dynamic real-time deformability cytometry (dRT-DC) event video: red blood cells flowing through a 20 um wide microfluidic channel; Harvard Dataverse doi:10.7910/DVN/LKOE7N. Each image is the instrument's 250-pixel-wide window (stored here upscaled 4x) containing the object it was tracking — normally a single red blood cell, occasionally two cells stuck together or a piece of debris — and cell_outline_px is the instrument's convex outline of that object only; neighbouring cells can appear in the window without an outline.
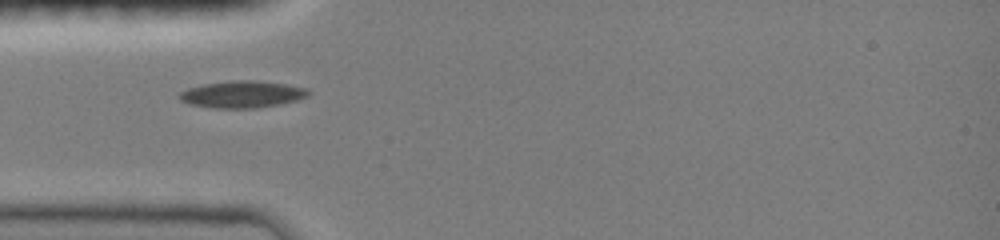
{"species": "common noctule bat (a hibernating species)", "species_latin": "Nyctalus noctula", "temperature_condition": "room temperature", "stored_images_in_passage": 34, "camera_frame_rate_fps": 3000, "um_per_image_px": 0.085, "animal": {"sex": "female", "body_mass_g": 19.0, "forearm_length_mm": 51.5}, "frame": {"image": 1, "passage_image": 1, "time_ms": 0.0, "image_size_px": [1000, 240], "cell_outline_px": [[312, 92], [308, 96], [296, 100], [256, 108], [212, 108], [192, 104], [180, 100], [180, 92], [188, 88], [204, 84], [228, 80], [256, 80], [288, 84], [308, 88]], "centroid_in_image_um": [20.62, 8.0], "position_along_channel_um": 64.4, "area_um2": 20.23}}
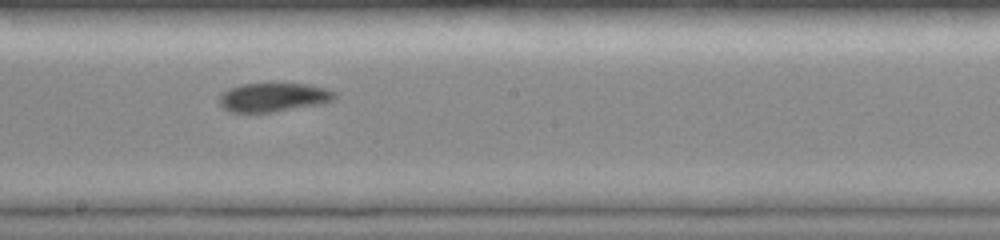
{"frame": {"image": 2, "passage_image": 16, "time_ms": 4.0, "image_size_px": [1000, 240], "cell_outline_px": [[336, 100], [324, 104], [272, 112], [228, 112], [220, 104], [220, 96], [228, 88], [240, 84], [312, 84], [336, 92]], "centroid_in_image_um": [23.29, 8.27], "position_along_channel_um": 224.9, "area_um2": 19.54}}
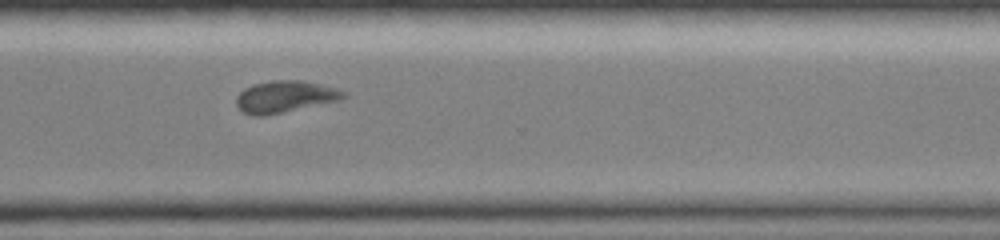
{"frame": {"image": 3, "passage_image": 28, "time_ms": 7.0, "image_size_px": [1000, 240], "cell_outline_px": [[348, 96], [340, 100], [264, 116], [256, 116], [244, 112], [236, 104], [236, 96], [244, 88], [252, 84], [272, 80], [300, 80], [320, 84], [336, 88], [348, 92]], "centroid_in_image_um": [24.24, 8.2], "position_along_channel_um": 346.4, "area_um2": 19.88}}